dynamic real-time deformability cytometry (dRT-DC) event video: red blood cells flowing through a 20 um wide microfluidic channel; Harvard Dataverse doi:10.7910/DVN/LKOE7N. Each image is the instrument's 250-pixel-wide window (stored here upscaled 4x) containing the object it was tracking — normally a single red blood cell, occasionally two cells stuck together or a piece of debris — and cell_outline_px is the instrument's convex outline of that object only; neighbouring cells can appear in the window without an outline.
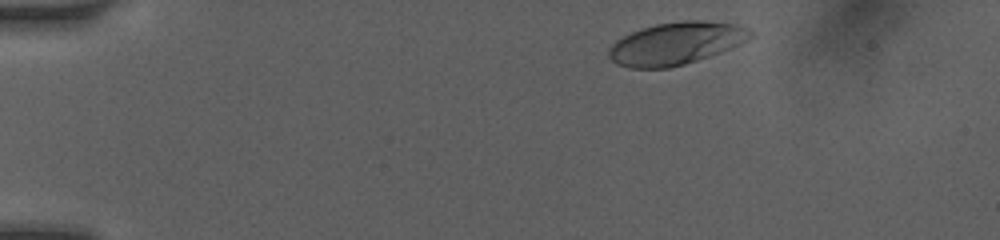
{"species": "human", "species_latin": "Homo sapiens", "temperature_condition": "room temperature", "stored_images_in_passage": 38, "camera_frame_rate_fps": 3000, "um_per_image_px": 0.085, "donor": {"sex": "female"}, "frame": {"image": 1, "passage_image": 2, "time_ms": 0.333, "image_size_px": [1000, 240], "cell_outline_px": [[756, 36], [740, 44], [720, 52], [684, 64], [668, 68], [628, 68], [616, 64], [608, 56], [608, 48], [616, 40], [640, 28], [656, 24], [680, 20], [704, 20], [736, 24], [748, 28]], "centroid_in_image_um": [57.46, 3.68], "position_along_channel_um": 27.5, "area_um2": 35.2}}
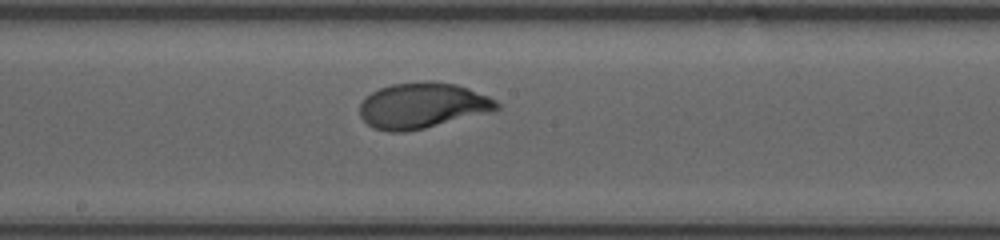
{"frame": {"image": 2, "passage_image": 16, "time_ms": 7.0, "image_size_px": [1000, 240], "cell_outline_px": [[500, 108], [496, 112], [424, 128], [404, 132], [388, 132], [372, 128], [360, 116], [360, 104], [364, 96], [380, 88], [392, 84], [424, 80], [432, 80], [456, 84], [468, 88], [488, 96], [496, 100], [500, 104]], "centroid_in_image_um": [35.94, 8.97], "position_along_channel_um": 212.3, "area_um2": 37.11}}
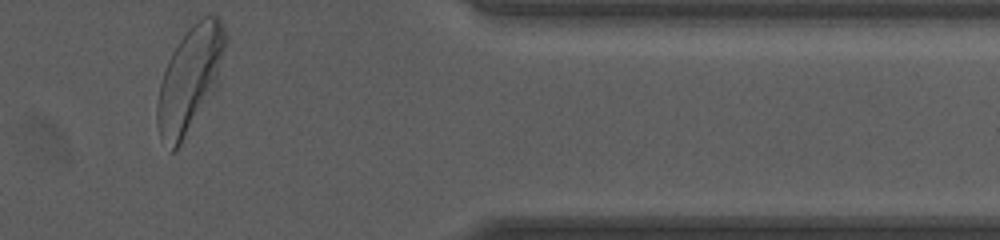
{"frame": {"image": 3, "passage_image": 38, "time_ms": 12.0, "image_size_px": [1000, 240], "cell_outline_px": [[228, 40], [216, 80], [176, 152], [172, 152], [160, 140], [156, 124], [156, 108], [160, 84], [168, 60], [172, 52], [180, 40], [192, 24], [208, 12], [216, 16], [220, 20], [224, 28]], "centroid_in_image_um": [16.09, 6.69], "position_along_channel_um": 395.3, "area_um2": 40.52}, "authors_computed_cell_mechanics": {"area_um2": 36.5585, "velocity_mm_per_s": 4.06, "shape_relaxation_time_tau1_ms": 2.9131, "shape_relaxation_time_tau2_ms": null, "deformation_change_tau1": 0.1389, "deformation_change_tau2": null}}